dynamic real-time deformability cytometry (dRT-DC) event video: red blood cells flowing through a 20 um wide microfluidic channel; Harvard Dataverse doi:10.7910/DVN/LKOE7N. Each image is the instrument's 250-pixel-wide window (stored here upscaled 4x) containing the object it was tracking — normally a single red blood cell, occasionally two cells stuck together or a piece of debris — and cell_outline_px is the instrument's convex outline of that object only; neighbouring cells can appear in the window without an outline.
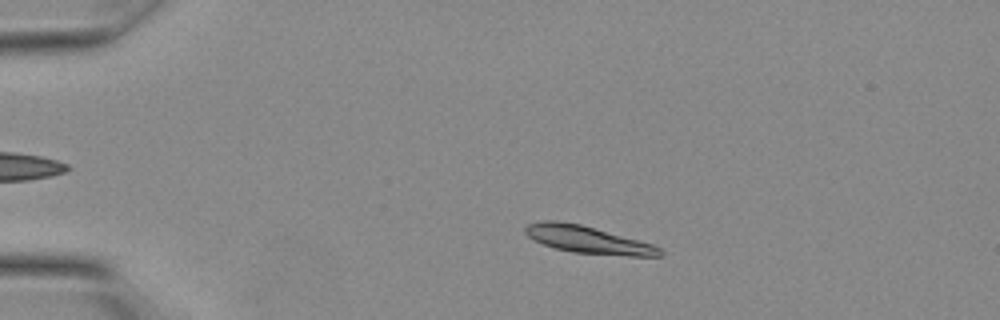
{"species": "Egyptian fruit bat (a non-hibernating species)", "species_latin": "Rousettus aegyptiacus", "temperature_condition": "warm", "stored_images_in_passage": 10, "camera_frame_rate_fps": 3000, "um_per_image_px": 0.085, "animal": {"sex": "female"}, "frame": {"image": 1, "passage_image": 5, "time_ms": 1.333, "image_size_px": [1000, 320], "cell_outline_px": [[664, 252], [660, 256], [628, 256], [572, 252], [556, 248], [544, 244], [528, 236], [524, 232], [524, 228], [528, 224], [540, 220], [556, 220], [580, 224], [652, 244], [660, 248]], "centroid_in_image_um": [49.95, 20.37], "position_along_channel_um": 35.0, "area_um2": 21.15}}
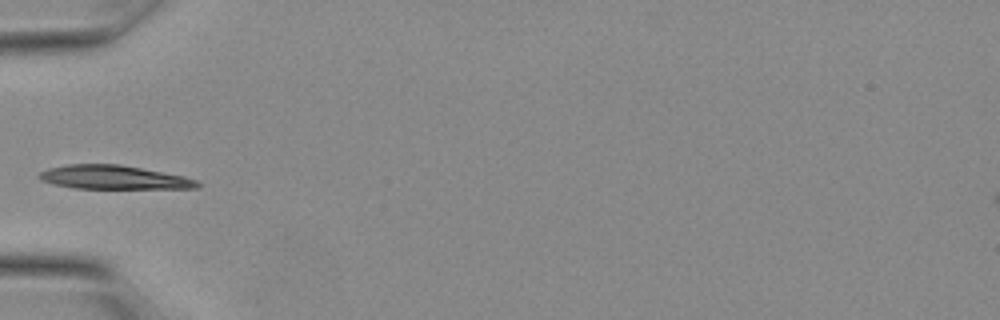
{"frame": {"image": 2, "passage_image": 9, "time_ms": 2.667, "image_size_px": [1000, 320], "cell_outline_px": [[200, 188], [76, 188], [52, 184], [40, 180], [36, 176], [40, 172], [48, 168], [68, 164], [120, 164], [184, 176], [196, 180], [200, 184]], "centroid_in_image_um": [9.62, 15.07], "position_along_channel_um": 75.4, "area_um2": 21.85}}